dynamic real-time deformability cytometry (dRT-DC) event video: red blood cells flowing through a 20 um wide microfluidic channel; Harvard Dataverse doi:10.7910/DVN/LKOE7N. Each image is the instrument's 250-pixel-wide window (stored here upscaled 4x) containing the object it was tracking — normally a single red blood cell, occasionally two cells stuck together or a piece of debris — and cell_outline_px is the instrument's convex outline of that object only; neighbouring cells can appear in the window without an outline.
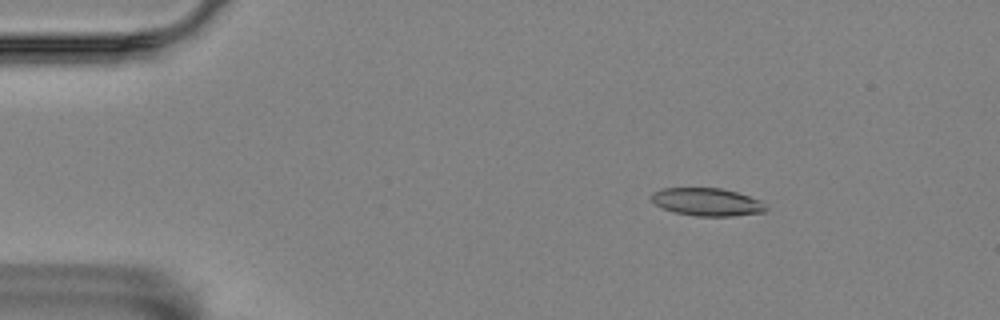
{"species": "Egyptian fruit bat (a non-hibernating species)", "species_latin": "Rousettus aegyptiacus", "temperature_condition": "room temperature", "stored_images_in_passage": 10, "camera_frame_rate_fps": 3000, "um_per_image_px": 0.085, "animal": {"sex": "female"}, "frame": {"image": 1, "passage_image": 2, "time_ms": 0.333, "image_size_px": [1000, 320], "cell_outline_px": [[768, 208], [764, 212], [732, 216], [696, 216], [672, 212], [656, 204], [648, 196], [652, 192], [660, 188], [720, 188], [736, 192], [760, 200]], "centroid_in_image_um": [60.06, 17.16], "position_along_channel_um": 24.9, "area_um2": 18.61}}
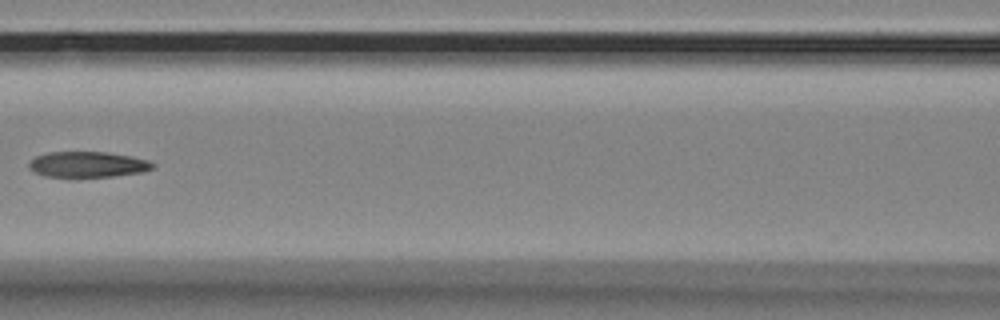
{"frame": {"image": 2, "passage_image": 7, "time_ms": 2.0, "image_size_px": [1000, 320], "cell_outline_px": [[156, 164], [152, 168], [144, 172], [112, 176], [44, 176], [28, 168], [28, 164], [36, 156], [48, 152], [104, 152], [128, 156], [148, 160]], "centroid_in_image_um": [7.46, 13.97], "position_along_channel_um": 159.1, "area_um2": 18.21}}
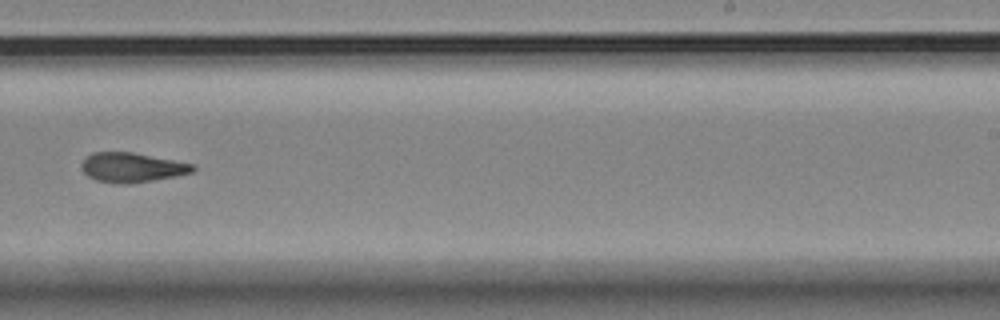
{"frame": {"image": 3, "passage_image": 10, "time_ms": 3.0, "image_size_px": [1000, 320], "cell_outline_px": [[196, 168], [192, 172], [176, 176], [128, 184], [116, 184], [96, 180], [88, 176], [80, 168], [80, 164], [92, 152], [132, 152], [192, 164]], "centroid_in_image_um": [11.17, 14.24], "position_along_channel_um": 277.8, "area_um2": 19.02}}